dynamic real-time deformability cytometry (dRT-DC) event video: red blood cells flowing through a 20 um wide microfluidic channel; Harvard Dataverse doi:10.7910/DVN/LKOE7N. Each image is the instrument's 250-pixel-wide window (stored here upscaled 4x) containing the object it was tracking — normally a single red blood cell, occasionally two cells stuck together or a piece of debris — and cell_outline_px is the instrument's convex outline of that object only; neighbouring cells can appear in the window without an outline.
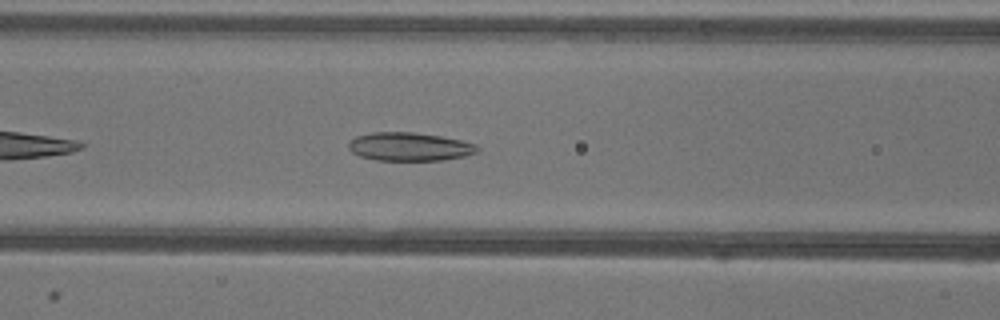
{"species": "common noctule bat (a hibernating species)", "species_latin": "Nyctalus noctula", "temperature_condition": "warm", "stored_images_in_passage": 39, "camera_frame_rate_fps": 3000, "um_per_image_px": 0.085, "animal": {"sex": "female"}, "frame": {"image": 1, "passage_image": 8, "time_ms": 2.333, "image_size_px": [1000, 320], "cell_outline_px": [[480, 148], [476, 152], [464, 156], [444, 160], [376, 160], [360, 156], [352, 152], [348, 148], [348, 140], [356, 136], [372, 132], [412, 132], [440, 136], [460, 140], [476, 144]], "centroid_in_image_um": [34.77, 12.46], "position_along_channel_um": 131.8, "area_um2": 21.33}}
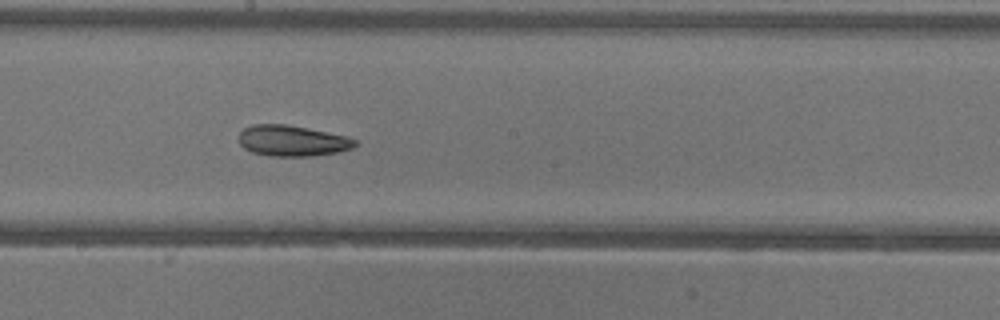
{"frame": {"image": 2, "passage_image": 15, "time_ms": 4.667, "image_size_px": [1000, 320], "cell_outline_px": [[356, 144], [352, 148], [336, 152], [312, 156], [268, 156], [252, 152], [244, 148], [240, 144], [240, 132], [244, 128], [252, 124], [284, 124], [348, 136], [356, 140]], "centroid_in_image_um": [24.82, 11.97], "position_along_channel_um": 223.4, "area_um2": 20.75}}
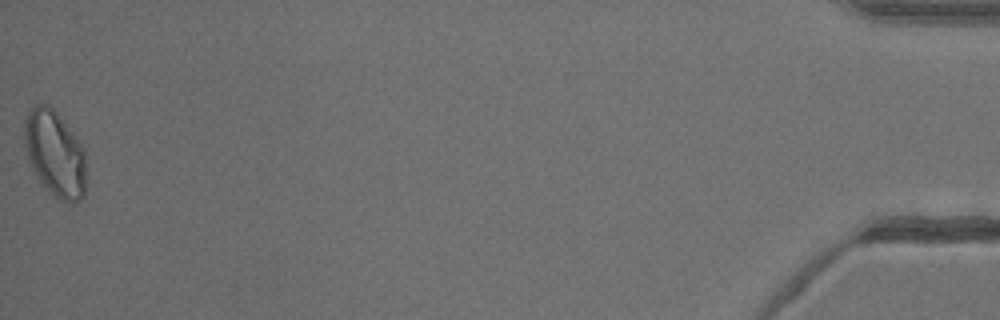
{"frame": {"image": 3, "passage_image": 39, "time_ms": 12.667, "image_size_px": [1000, 320], "cell_outline_px": [[84, 196], [76, 204], [68, 204], [60, 200], [48, 192], [44, 188], [36, 176], [28, 160], [24, 144], [24, 124], [28, 112], [36, 104], [44, 104], [52, 108], [56, 112], [72, 132], [84, 148]], "centroid_in_image_um": [4.65, 13.11], "position_along_channel_um": 430.6, "area_um2": 30.92}, "authors_computed_cell_mechanics": {"area_um2": 22.253, "velocity_mm_per_s": 3.9284, "shape_relaxation_time_tau1_ms": null, "shape_relaxation_time_tau2_ms": 4.0628, "deformation_change_tau1": null, "deformation_change_tau2": 0.1053}}